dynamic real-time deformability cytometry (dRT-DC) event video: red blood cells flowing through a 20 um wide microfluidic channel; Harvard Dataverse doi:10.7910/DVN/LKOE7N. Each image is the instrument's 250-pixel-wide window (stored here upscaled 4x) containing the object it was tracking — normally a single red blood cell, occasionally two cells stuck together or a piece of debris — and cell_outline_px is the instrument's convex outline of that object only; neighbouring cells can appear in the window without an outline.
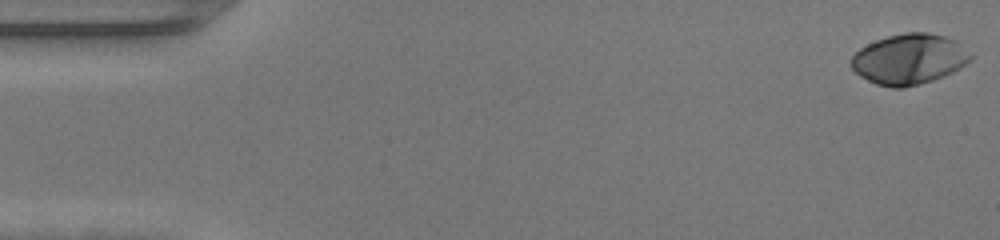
{"species": "human", "species_latin": "Homo sapiens", "temperature_condition": "warm", "stored_images_in_passage": 48, "camera_frame_rate_fps": 3000, "um_per_image_px": 0.085, "donor": {"sex": "female"}, "frame": {"image": 1, "passage_image": 1, "time_ms": 0.0, "image_size_px": [1000, 240], "cell_outline_px": [[972, 60], [960, 68], [944, 76], [920, 84], [904, 88], [892, 88], [876, 84], [860, 76], [852, 68], [852, 56], [860, 48], [876, 40], [888, 36], [904, 32], [928, 32], [944, 36], [956, 40], [972, 56]], "centroid_in_image_um": [77.29, 5.03], "position_along_channel_um": 7.7, "area_um2": 35.03}}
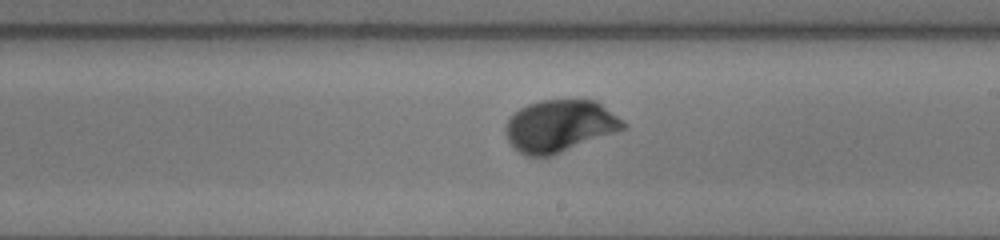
{"frame": {"image": 2, "passage_image": 28, "time_ms": 9.0, "image_size_px": [1000, 240], "cell_outline_px": [[628, 128], [552, 156], [524, 156], [508, 140], [504, 132], [504, 128], [508, 120], [520, 108], [528, 104], [540, 100], [596, 100], [628, 124]], "centroid_in_image_um": [47.6, 10.71], "position_along_channel_um": 241.4, "area_um2": 35.78}}
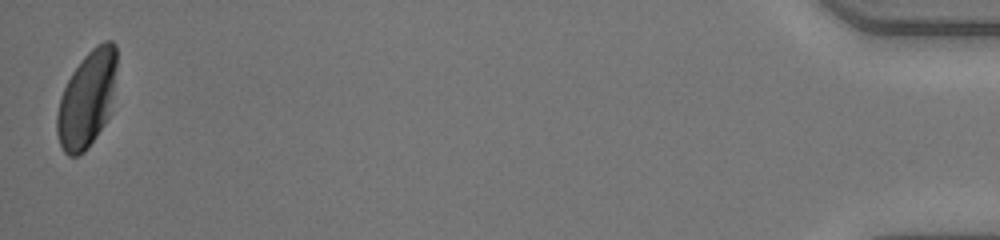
{"frame": {"image": 3, "passage_image": 48, "time_ms": 15.667, "image_size_px": [1000, 240], "cell_outline_px": [[116, 68], [108, 116], [104, 124], [88, 148], [84, 152], [76, 156], [68, 156], [64, 152], [60, 144], [56, 132], [56, 116], [60, 96], [72, 72], [84, 56], [96, 44], [104, 40], [112, 40], [116, 44]], "centroid_in_image_um": [7.36, 8.42], "position_along_channel_um": 427.8, "area_um2": 33.29}, "authors_computed_cell_mechanics": {"area_um2": 34.2754, "velocity_mm_per_s": 4.2791, "shape_relaxation_time_tau1_ms": 1.9785, "shape_relaxation_time_tau2_ms": null, "deformation_change_tau1": 0.1479, "deformation_change_tau2": null}}